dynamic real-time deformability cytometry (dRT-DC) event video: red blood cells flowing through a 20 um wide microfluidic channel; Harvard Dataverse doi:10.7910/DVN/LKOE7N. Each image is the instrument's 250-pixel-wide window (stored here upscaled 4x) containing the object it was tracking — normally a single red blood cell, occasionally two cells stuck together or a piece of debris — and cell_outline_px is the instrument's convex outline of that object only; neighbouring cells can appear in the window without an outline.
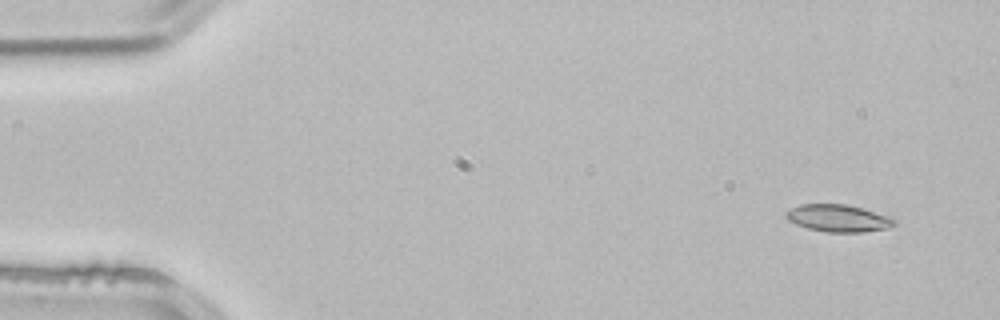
{"species": "common noctule bat (a hibernating species)", "species_latin": "Nyctalus noctula", "temperature_condition": "room temperature", "stored_images_in_passage": 4, "camera_frame_rate_fps": 3000, "um_per_image_px": 0.085, "animal": {"sex": "male", "body_mass_g": 21.5, "forearm_length_mm": 52.0}, "frame": {"image": 1, "passage_image": 1, "time_ms": 0.0, "image_size_px": [1000, 320], "cell_outline_px": [[896, 224], [888, 228], [864, 232], [828, 232], [808, 228], [796, 224], [788, 220], [784, 216], [784, 212], [800, 204], [844, 204], [860, 208], [896, 220]], "centroid_in_image_um": [71.18, 18.55], "position_along_channel_um": 13.8, "area_um2": 16.88}}
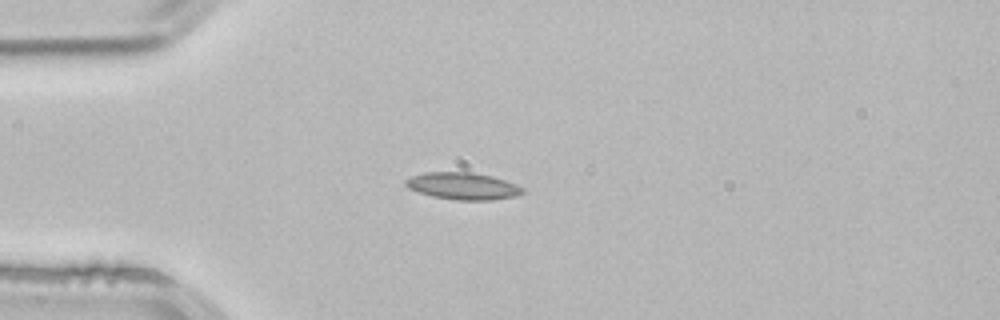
{"frame": {"image": 2, "passage_image": 3, "time_ms": 0.667, "image_size_px": [1000, 320], "cell_outline_px": [[524, 192], [516, 196], [492, 200], [456, 200], [432, 196], [408, 188], [404, 184], [404, 180], [412, 176], [424, 172], [472, 172], [492, 176], [516, 184], [524, 188]], "centroid_in_image_um": [39.34, 15.81], "position_along_channel_um": 45.7, "area_um2": 18.44}}
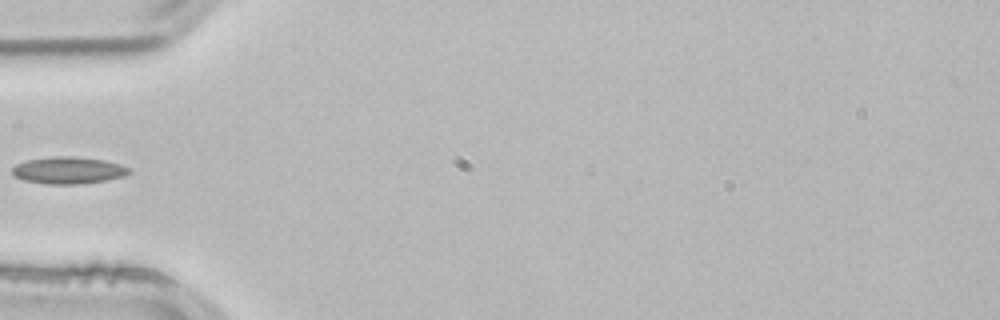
{"frame": {"image": 3, "passage_image": 4, "time_ms": 1.0, "image_size_px": [1000, 320], "cell_outline_px": [[132, 172], [124, 176], [108, 180], [76, 184], [48, 184], [24, 180], [16, 176], [12, 172], [12, 168], [16, 164], [28, 160], [52, 156], [72, 156], [104, 160], [120, 164], [132, 168]], "centroid_in_image_um": [5.86, 14.47], "position_along_channel_um": 79.1, "area_um2": 18.38}}